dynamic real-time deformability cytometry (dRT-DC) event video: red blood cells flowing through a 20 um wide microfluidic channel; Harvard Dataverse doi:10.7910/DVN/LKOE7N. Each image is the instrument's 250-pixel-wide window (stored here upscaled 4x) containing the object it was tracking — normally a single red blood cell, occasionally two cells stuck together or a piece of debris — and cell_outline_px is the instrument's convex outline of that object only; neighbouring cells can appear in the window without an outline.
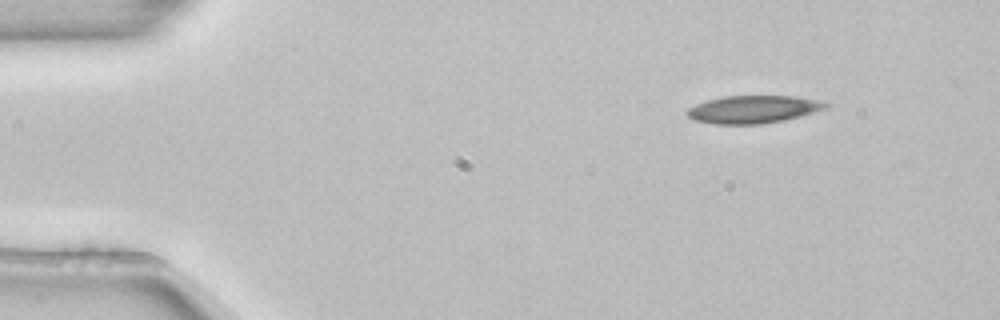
{"species": "common noctule bat (a hibernating species)", "species_latin": "Nyctalus noctula", "temperature_condition": "room temperature", "stored_images_in_passage": 3, "camera_frame_rate_fps": 3000, "um_per_image_px": 0.085, "animal": {"sex": "female", "body_mass_g": 22.7, "forearm_length_mm": 54.2}, "frame": {"image": 1, "passage_image": 1, "time_ms": 0.0, "image_size_px": [1000, 320], "cell_outline_px": [[832, 104], [824, 108], [800, 116], [784, 120], [760, 124], [716, 124], [692, 120], [684, 112], [688, 108], [696, 104], [708, 100], [724, 96], [792, 96], [820, 100]], "centroid_in_image_um": [63.99, 9.29], "position_along_channel_um": 21.0, "area_um2": 22.31}}